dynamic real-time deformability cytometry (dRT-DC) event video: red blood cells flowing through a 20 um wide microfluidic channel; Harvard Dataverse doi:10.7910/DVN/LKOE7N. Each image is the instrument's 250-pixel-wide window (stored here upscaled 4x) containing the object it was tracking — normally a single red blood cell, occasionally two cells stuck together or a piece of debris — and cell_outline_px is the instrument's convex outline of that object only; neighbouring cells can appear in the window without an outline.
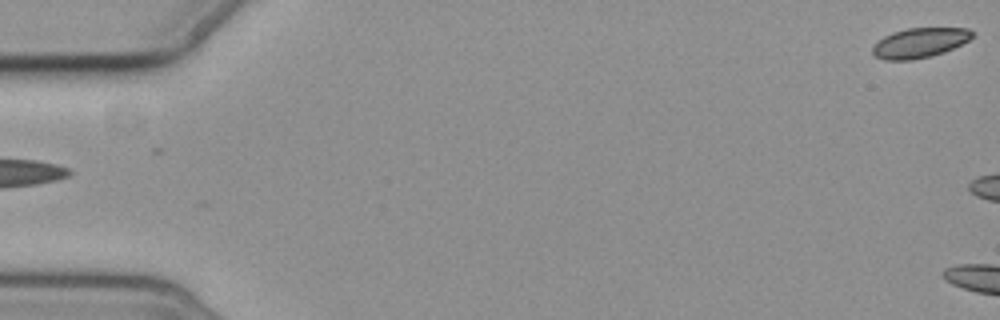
{"species": "common noctule bat (a hibernating species)", "species_latin": "Nyctalus noctula", "temperature_condition": "cold", "stored_images_in_passage": 6, "segment_of_instrument_passage": [2, 2], "camera_frame_rate_fps": 3000, "um_per_image_px": 0.085, "animal": {"sex": "female", "body_mass_g": 19.3, "forearm_length_mm": 54.1}, "frame": {"image": 1, "passage_image": 6, "time_ms": 5.667, "image_size_px": [1000, 320], "cell_outline_px": [[976, 32], [968, 40], [944, 52], [932, 56], [912, 60], [884, 60], [876, 56], [872, 52], [872, 44], [884, 36], [892, 32], [908, 28], [968, 28]], "centroid_in_image_um": [78.14, 3.64], "position_along_channel_um": 6.9, "area_um2": 17.4}}